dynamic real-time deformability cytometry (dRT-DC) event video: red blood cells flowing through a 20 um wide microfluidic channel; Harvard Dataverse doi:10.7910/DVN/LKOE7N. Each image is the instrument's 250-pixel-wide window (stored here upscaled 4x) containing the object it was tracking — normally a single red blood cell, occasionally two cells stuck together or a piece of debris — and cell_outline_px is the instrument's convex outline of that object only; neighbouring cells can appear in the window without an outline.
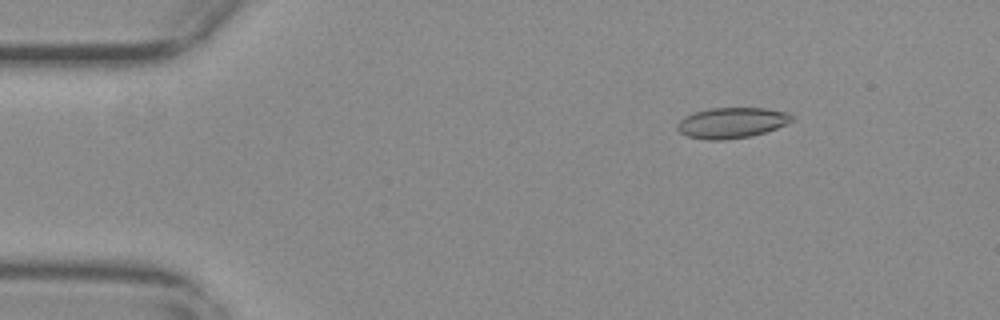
{"species": "common noctule bat (a hibernating species)", "species_latin": "Nyctalus noctula", "temperature_condition": "warm", "stored_images_in_passage": 44, "camera_frame_rate_fps": 3000, "um_per_image_px": 0.085, "animal": {"sex": "female", "body_mass_g": 29.2, "forearm_length_mm": 56.3}, "frame": {"image": 1, "passage_image": 8, "time_ms": 2.333, "image_size_px": [1000, 320], "cell_outline_px": [[796, 116], [792, 120], [776, 128], [752, 136], [724, 140], [708, 140], [688, 136], [680, 132], [676, 128], [676, 124], [684, 116], [696, 112], [712, 108], [764, 108], [788, 112]], "centroid_in_image_um": [62.19, 10.44], "position_along_channel_um": 22.8, "area_um2": 20.4}}
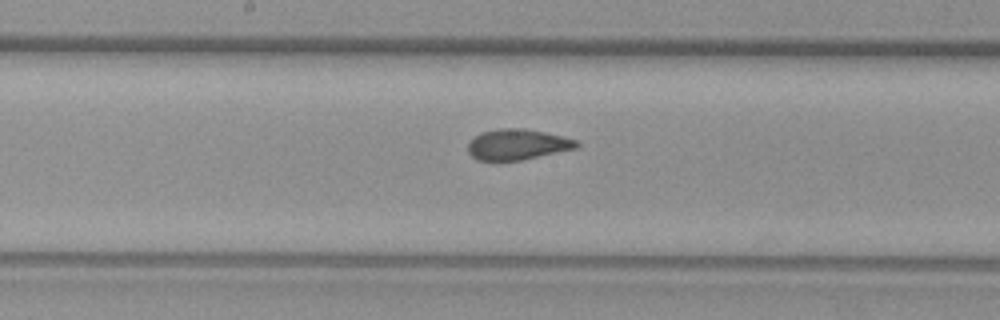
{"frame": {"image": 2, "passage_image": 29, "time_ms": 9.333, "image_size_px": [1000, 320], "cell_outline_px": [[580, 144], [576, 148], [524, 160], [476, 160], [468, 152], [468, 144], [480, 132], [500, 128], [524, 128], [564, 136], [576, 140]], "centroid_in_image_um": [43.99, 12.28], "position_along_channel_um": 204.2, "area_um2": 19.42}}
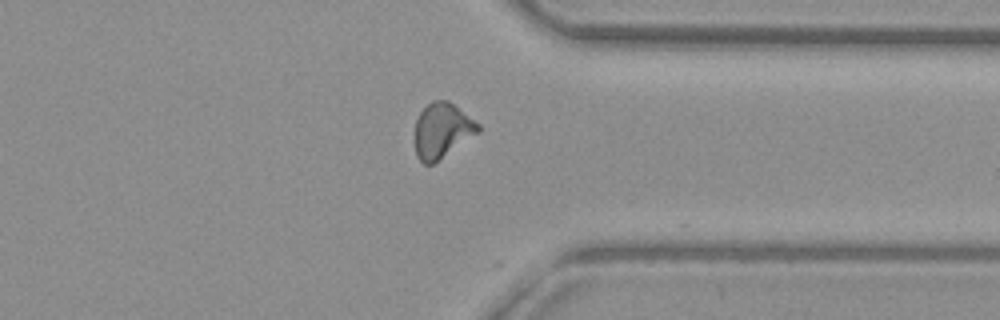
{"frame": {"image": 3, "passage_image": 43, "time_ms": 14.0, "image_size_px": [1000, 320], "cell_outline_px": [[480, 132], [432, 164], [424, 164], [416, 156], [416, 120], [420, 112], [432, 100], [448, 100], [480, 124]], "centroid_in_image_um": [37.59, 11.08], "position_along_channel_um": 373.8, "area_um2": 20.06}, "authors_computed_cell_mechanics": {"area_um2": 20.0566, "velocity_mm_per_s": 3.7178, "shape_relaxation_time_tau1_ms": null, "shape_relaxation_time_tau2_ms": 1.3966, "deformation_change_tau1": null, "deformation_change_tau2": 0.0606}}